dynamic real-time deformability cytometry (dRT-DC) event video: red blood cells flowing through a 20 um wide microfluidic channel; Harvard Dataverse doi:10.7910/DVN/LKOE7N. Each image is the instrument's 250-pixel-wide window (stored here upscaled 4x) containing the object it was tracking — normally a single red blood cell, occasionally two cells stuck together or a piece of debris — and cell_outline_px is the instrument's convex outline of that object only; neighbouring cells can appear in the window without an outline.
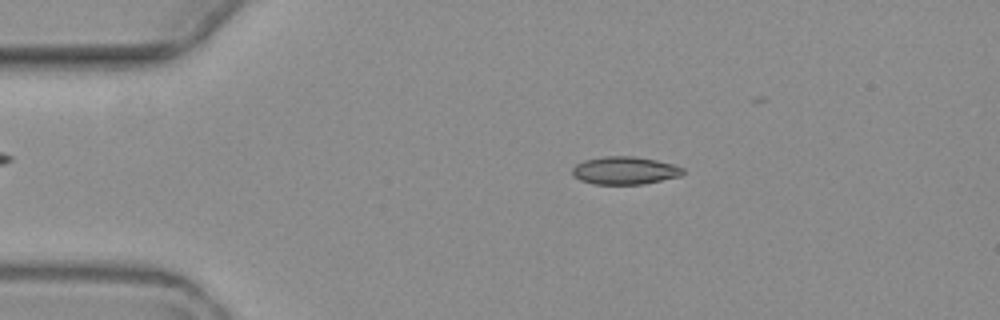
{"species": "common noctule bat (a hibernating species)", "species_latin": "Nyctalus noctula", "temperature_condition": "warm", "stored_images_in_passage": 6, "camera_frame_rate_fps": 3000, "um_per_image_px": 0.085, "animal": {"sex": "female", "body_mass_g": 19.3, "forearm_length_mm": 54.1}, "frame": {"image": 1, "passage_image": 2, "time_ms": 1.333, "image_size_px": [1000, 320], "cell_outline_px": [[684, 172], [680, 176], [644, 184], [596, 184], [580, 180], [572, 176], [572, 168], [576, 164], [584, 160], [604, 156], [636, 156], [656, 160], [672, 164], [684, 168]], "centroid_in_image_um": [53.09, 14.49], "position_along_channel_um": 31.9, "area_um2": 17.98}}
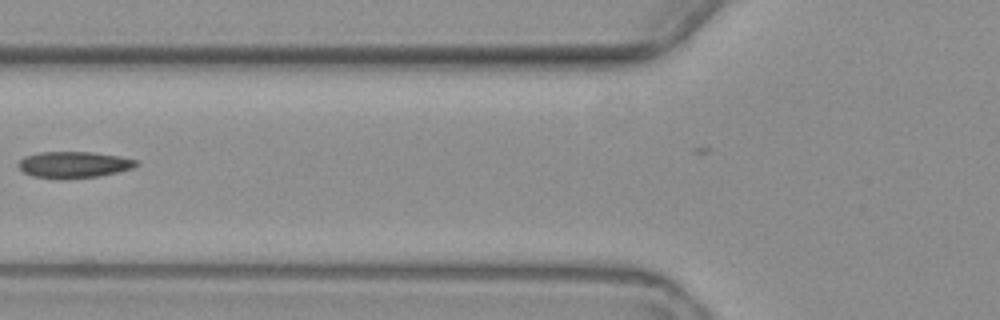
{"frame": {"image": 2, "passage_image": 5, "time_ms": 5.0, "image_size_px": [1000, 320], "cell_outline_px": [[140, 164], [132, 168], [100, 176], [64, 180], [60, 180], [32, 176], [24, 172], [16, 164], [24, 156], [40, 152], [92, 152], [120, 156], [136, 160]], "centroid_in_image_um": [6.25, 14.01], "position_along_channel_um": 119.5, "area_um2": 18.38}}
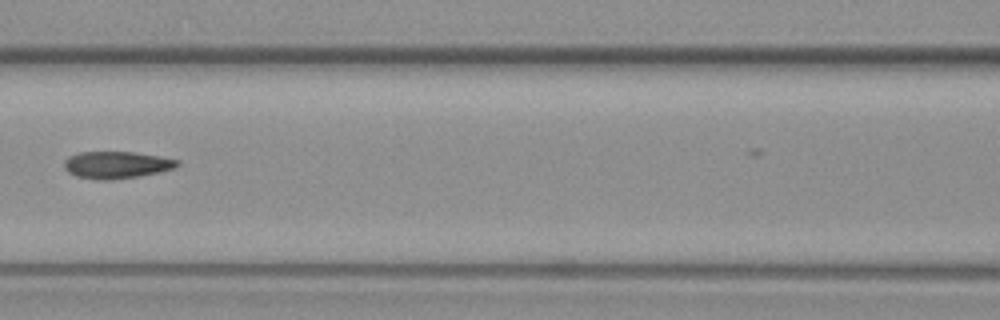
{"frame": {"image": 3, "passage_image": 6, "time_ms": 6.0, "image_size_px": [1000, 320], "cell_outline_px": [[180, 164], [176, 168], [160, 172], [140, 176], [112, 180], [96, 180], [76, 176], [68, 172], [64, 168], [64, 160], [68, 156], [80, 152], [136, 152], [160, 156], [180, 160]], "centroid_in_image_um": [9.93, 14.02], "position_along_channel_um": 156.7, "area_um2": 18.15}}